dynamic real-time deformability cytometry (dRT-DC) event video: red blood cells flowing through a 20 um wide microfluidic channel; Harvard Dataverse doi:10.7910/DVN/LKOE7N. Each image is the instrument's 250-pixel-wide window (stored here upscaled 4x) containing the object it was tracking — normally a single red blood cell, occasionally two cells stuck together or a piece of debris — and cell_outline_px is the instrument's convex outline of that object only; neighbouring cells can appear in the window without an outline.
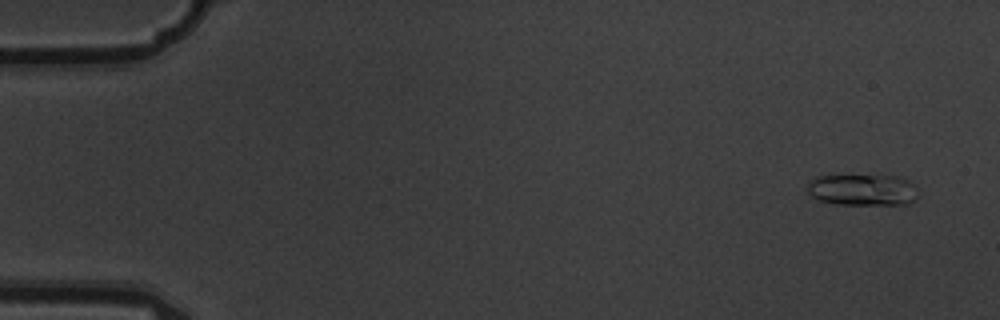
{"species": "common noctule bat (a hibernating species)", "species_latin": "Nyctalus noctula", "temperature_condition": "warm", "stored_images_in_passage": 5, "camera_frame_rate_fps": 3000, "um_per_image_px": 0.085, "animal": {"sex": "male", "body_mass_g": 19.5, "forearm_length_mm": 54.6}, "frame": {"image": 1, "passage_image": 1, "time_ms": 0.0, "image_size_px": [1000, 320], "cell_outline_px": [[916, 200], [908, 204], [836, 204], [820, 200], [812, 196], [808, 192], [808, 184], [816, 176], [896, 176], [908, 180], [916, 184]], "centroid_in_image_um": [73.36, 16.14], "position_along_channel_um": 11.6, "area_um2": 20.11}}